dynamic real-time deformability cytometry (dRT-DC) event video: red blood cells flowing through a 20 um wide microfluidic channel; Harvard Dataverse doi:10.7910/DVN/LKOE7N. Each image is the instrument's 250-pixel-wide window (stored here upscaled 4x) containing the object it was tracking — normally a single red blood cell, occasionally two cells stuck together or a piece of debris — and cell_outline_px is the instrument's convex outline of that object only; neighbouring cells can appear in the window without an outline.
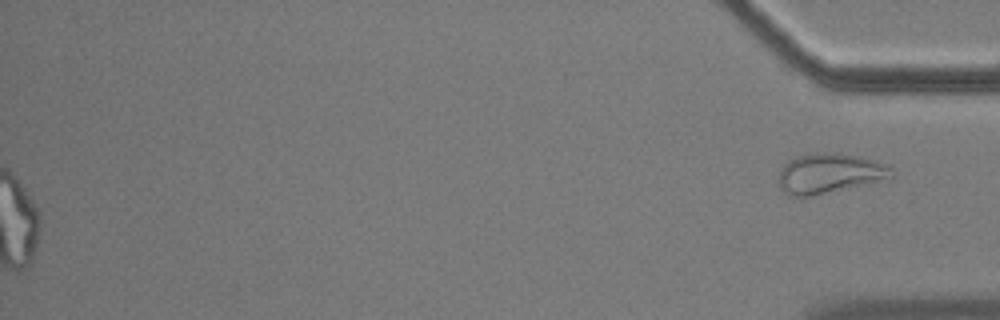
{"species": "common noctule bat (a hibernating species)", "species_latin": "Nyctalus noctula", "temperature_condition": "cold", "stored_images_in_passage": 54, "segment_of_instrument_passage": [2, 2], "camera_frame_rate_fps": 3000, "um_per_image_px": 0.085, "animal": {"sex": "male", "body_mass_g": 17.9}, "frame": {"image": 1, "passage_image": 54, "time_ms": 17.667, "image_size_px": [1000, 320], "cell_outline_px": [[896, 176], [888, 180], [812, 196], [788, 196], [780, 188], [780, 168], [788, 160], [796, 156], [812, 152], [832, 152], [860, 156], [888, 164], [892, 168]], "centroid_in_image_um": [70.57, 14.73], "position_along_channel_um": 364.6, "area_um2": 26.93}}